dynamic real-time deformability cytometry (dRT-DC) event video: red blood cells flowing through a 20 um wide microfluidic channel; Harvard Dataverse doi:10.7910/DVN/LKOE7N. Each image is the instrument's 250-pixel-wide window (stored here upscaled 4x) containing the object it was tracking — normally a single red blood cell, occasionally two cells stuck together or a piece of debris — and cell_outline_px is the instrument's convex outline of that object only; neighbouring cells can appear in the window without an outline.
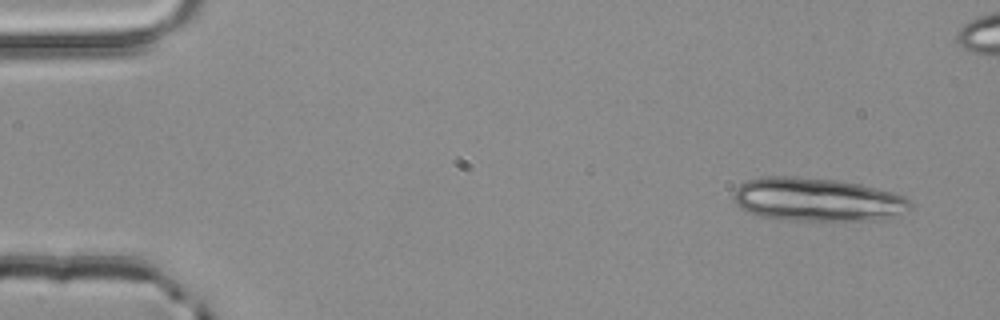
{"species": "common noctule bat (a hibernating species)", "species_latin": "Nyctalus noctula", "temperature_condition": "room temperature", "stored_images_in_passage": 5, "segment_of_instrument_passage": [1, 2], "camera_frame_rate_fps": 3000, "um_per_image_px": 0.085, "animal": {"sex": "male", "body_mass_g": 20.4}, "frame": {"image": 1, "passage_image": 1, "time_ms": 0.0, "image_size_px": [1000, 320], "cell_outline_px": [[912, 208], [880, 220], [768, 220], [748, 212], [740, 208], [732, 200], [732, 196], [736, 188], [740, 184], [748, 180], [764, 176], [796, 176], [836, 180], [860, 184], [892, 192], [904, 196], [912, 204]], "centroid_in_image_um": [69.38, 16.97], "position_along_channel_um": 15.6, "area_um2": 45.08}}